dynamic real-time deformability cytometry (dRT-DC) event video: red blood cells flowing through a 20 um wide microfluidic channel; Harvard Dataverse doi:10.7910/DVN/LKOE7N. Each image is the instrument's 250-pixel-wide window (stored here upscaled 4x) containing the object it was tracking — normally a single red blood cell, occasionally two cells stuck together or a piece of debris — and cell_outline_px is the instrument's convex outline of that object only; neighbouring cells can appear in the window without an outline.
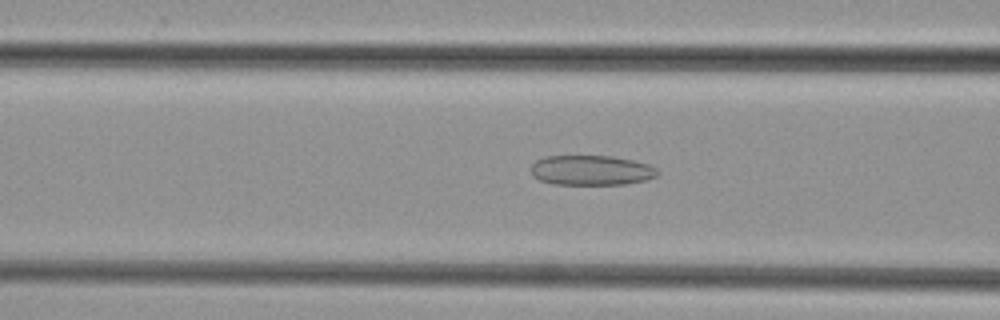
{"species": "common noctule bat (a hibernating species)", "species_latin": "Nyctalus noctula", "temperature_condition": "cold", "stored_images_in_passage": 45, "camera_frame_rate_fps": 3000, "um_per_image_px": 0.085, "animal": {"sex": "female", "body_mass_g": 29.2, "forearm_length_mm": 56.3}, "frame": {"image": 1, "passage_image": 15, "time_ms": 4.667, "image_size_px": [1000, 320], "cell_outline_px": [[660, 172], [656, 176], [648, 180], [624, 184], [552, 184], [540, 180], [532, 176], [532, 164], [536, 160], [544, 156], [612, 156], [632, 160], [648, 164], [656, 168]], "centroid_in_image_um": [50.27, 14.47], "position_along_channel_um": 116.3, "area_um2": 22.14}}
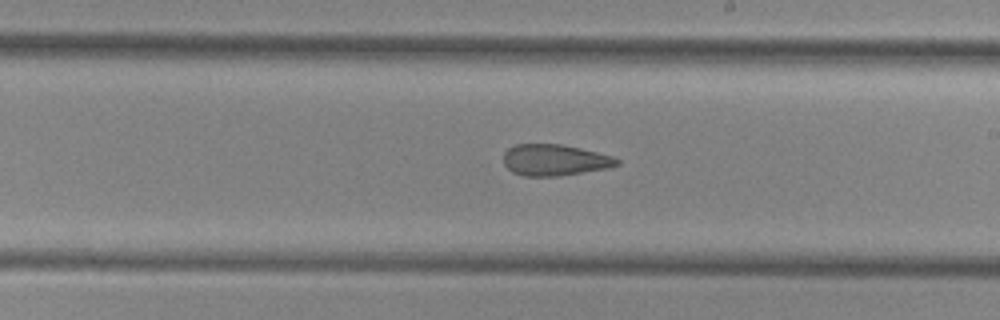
{"frame": {"image": 2, "passage_image": 24, "time_ms": 7.667, "image_size_px": [1000, 320], "cell_outline_px": [[620, 164], [612, 168], [560, 176], [524, 176], [512, 172], [504, 164], [504, 152], [508, 148], [516, 144], [560, 144], [580, 148], [612, 156], [620, 160]], "centroid_in_image_um": [47.17, 13.61], "position_along_channel_um": 241.8, "area_um2": 20.87}}
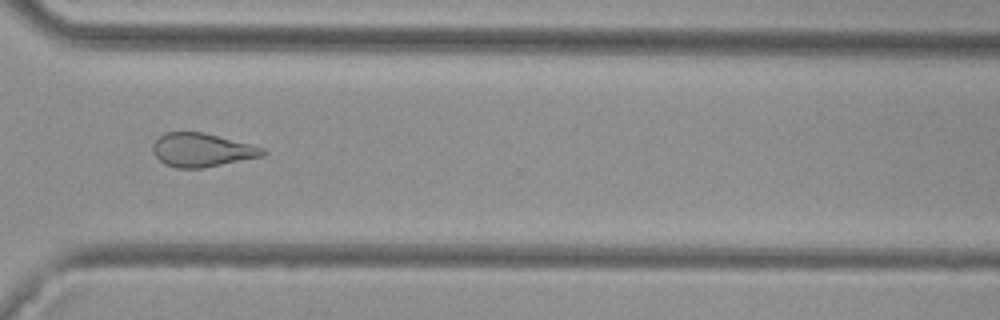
{"frame": {"image": 3, "passage_image": 32, "time_ms": 10.333, "image_size_px": [1000, 320], "cell_outline_px": [[268, 152], [264, 156], [200, 168], [176, 168], [164, 164], [152, 152], [152, 144], [164, 132], [204, 132], [264, 148]], "centroid_in_image_um": [17.14, 12.75], "position_along_channel_um": 353.5, "area_um2": 21.44}}